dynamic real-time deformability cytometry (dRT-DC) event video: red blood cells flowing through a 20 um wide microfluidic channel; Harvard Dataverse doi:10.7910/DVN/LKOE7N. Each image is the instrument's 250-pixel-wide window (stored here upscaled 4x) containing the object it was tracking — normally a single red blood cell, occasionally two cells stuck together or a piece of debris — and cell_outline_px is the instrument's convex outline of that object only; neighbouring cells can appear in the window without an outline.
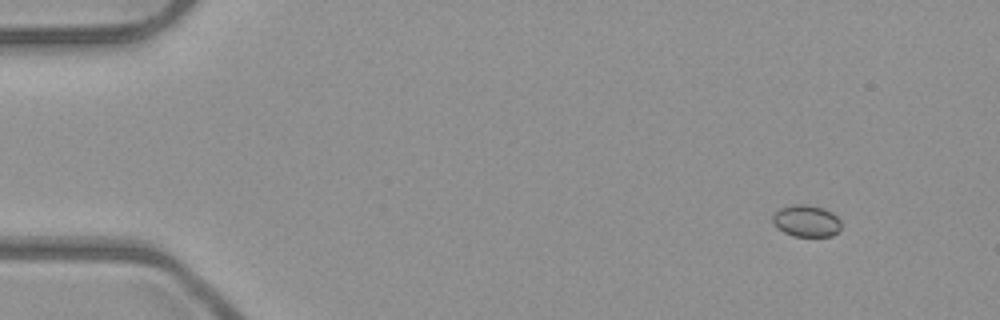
{"species": "common noctule bat (a hibernating species)", "species_latin": "Nyctalus noctula", "temperature_condition": "room temperature", "stored_images_in_passage": 49, "camera_frame_rate_fps": 3000, "um_per_image_px": 0.085, "animal": {"sex": "male", "body_mass_g": 23.1, "forearm_length_mm": 52.7}, "frame": {"image": 1, "passage_image": 1, "time_ms": 0.0, "image_size_px": [1000, 320], "cell_outline_px": [[840, 232], [832, 236], [792, 236], [776, 228], [772, 224], [772, 216], [780, 208], [792, 204], [808, 204], [824, 208], [832, 212], [840, 220]], "centroid_in_image_um": [68.53, 18.78], "position_along_channel_um": 16.5, "area_um2": 12.95}}
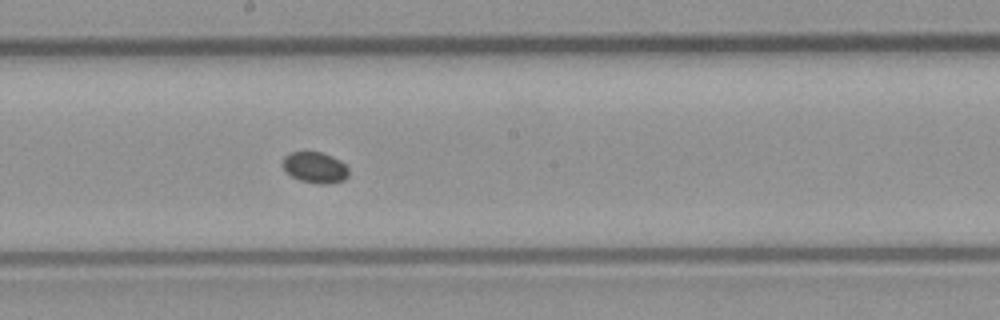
{"frame": {"image": 2, "passage_image": 25, "time_ms": 8.0, "image_size_px": [1000, 320], "cell_outline_px": [[348, 176], [344, 180], [328, 184], [320, 184], [300, 180], [292, 176], [280, 164], [284, 156], [288, 152], [320, 152], [332, 156], [340, 160], [348, 168]], "centroid_in_image_um": [26.76, 14.23], "position_along_channel_um": 221.4, "area_um2": 11.96}}
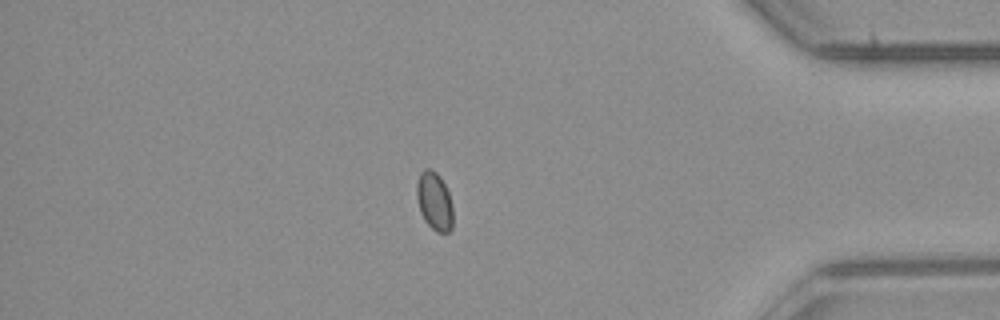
{"frame": {"image": 3, "passage_image": 41, "time_ms": 13.333, "image_size_px": [1000, 320], "cell_outline_px": [[452, 228], [448, 232], [436, 232], [424, 220], [420, 212], [416, 196], [416, 184], [420, 172], [424, 168], [428, 168], [436, 172], [440, 176], [448, 192], [452, 204]], "centroid_in_image_um": [36.9, 17.09], "position_along_channel_um": 398.3, "area_um2": 12.37}}